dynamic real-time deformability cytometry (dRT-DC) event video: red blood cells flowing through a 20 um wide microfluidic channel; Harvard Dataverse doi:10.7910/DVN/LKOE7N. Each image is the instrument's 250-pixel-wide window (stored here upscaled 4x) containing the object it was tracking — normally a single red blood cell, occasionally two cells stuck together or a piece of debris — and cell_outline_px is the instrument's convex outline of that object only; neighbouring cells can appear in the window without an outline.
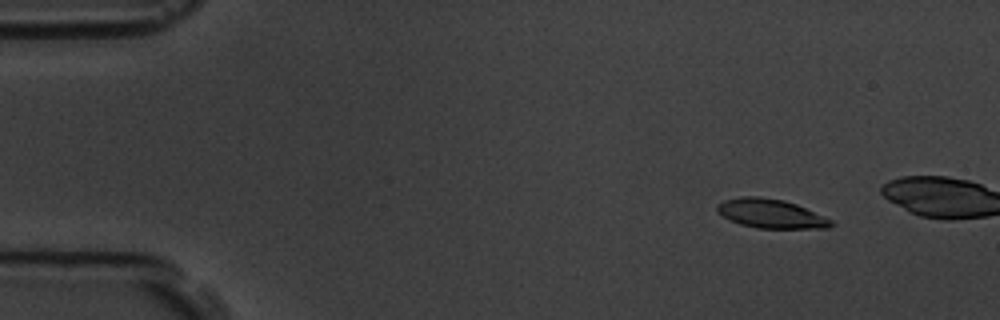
{"species": "common noctule bat (a hibernating species)", "species_latin": "Nyctalus noctula", "temperature_condition": "room temperature", "stored_images_in_passage": 5, "camera_frame_rate_fps": 3000, "um_per_image_px": 0.085, "animal": {"sex": "male", "body_mass_g": 19.5, "forearm_length_mm": 54.6}, "frame": {"image": 1, "passage_image": 2, "time_ms": 1.333, "image_size_px": [1000, 320], "cell_outline_px": [[836, 224], [828, 228], [756, 228], [740, 224], [716, 212], [716, 204], [724, 200], [740, 196], [756, 196], [784, 200], [796, 204], [824, 216], [832, 220]], "centroid_in_image_um": [65.52, 18.15], "position_along_channel_um": 19.5, "area_um2": 19.31}}